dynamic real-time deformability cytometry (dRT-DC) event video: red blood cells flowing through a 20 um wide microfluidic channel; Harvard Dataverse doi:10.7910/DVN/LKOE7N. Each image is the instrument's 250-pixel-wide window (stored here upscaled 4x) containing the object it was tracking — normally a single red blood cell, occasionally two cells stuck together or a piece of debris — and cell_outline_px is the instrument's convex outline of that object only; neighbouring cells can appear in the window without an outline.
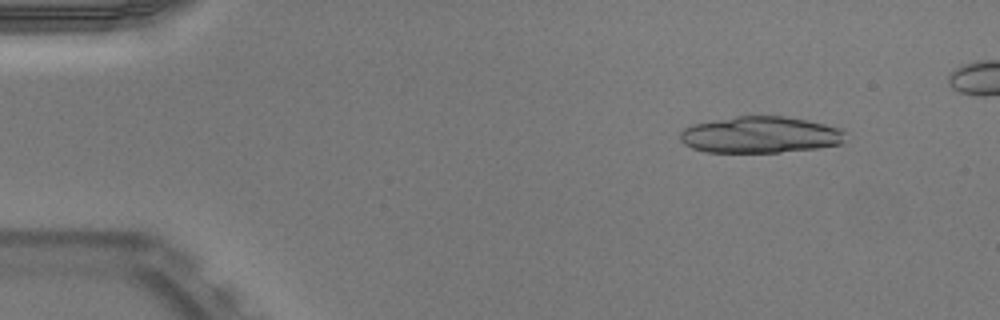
{"species": "Egyptian fruit bat (a non-hibernating species)", "species_latin": "Rousettus aegyptiacus", "temperature_condition": "warm", "stored_images_in_passage": 16, "camera_frame_rate_fps": 3000, "um_per_image_px": 0.085, "animal": {"sex": "male"}, "frame": {"image": 1, "passage_image": 1, "time_ms": 0.0, "image_size_px": [1000, 320], "cell_outline_px": [[844, 140], [840, 144], [820, 148], [780, 152], [708, 152], [692, 148], [684, 144], [680, 140], [680, 132], [684, 128], [692, 124], [736, 116], [784, 116], [808, 120], [844, 128]], "centroid_in_image_um": [64.65, 11.45], "position_along_channel_um": 20.4, "area_um2": 35.37}}